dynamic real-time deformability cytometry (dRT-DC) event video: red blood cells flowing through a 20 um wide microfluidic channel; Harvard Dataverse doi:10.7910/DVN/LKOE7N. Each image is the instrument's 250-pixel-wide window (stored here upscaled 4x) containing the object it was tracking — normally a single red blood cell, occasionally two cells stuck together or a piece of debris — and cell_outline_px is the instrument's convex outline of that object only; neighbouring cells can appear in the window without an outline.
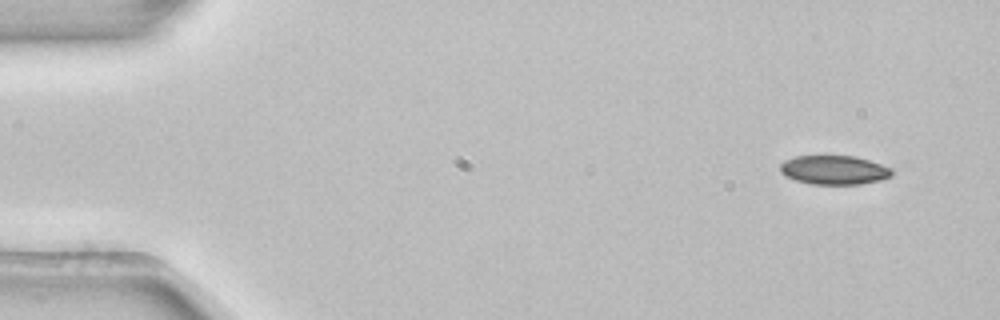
{"species": "common noctule bat (a hibernating species)", "species_latin": "Nyctalus noctula", "temperature_condition": "room temperature", "stored_images_in_passage": 4, "camera_frame_rate_fps": 3000, "um_per_image_px": 0.085, "animal": {"sex": "female", "body_mass_g": 22.7, "forearm_length_mm": 54.2}, "frame": {"image": 1, "passage_image": 1, "time_ms": 0.0, "image_size_px": [1000, 320], "cell_outline_px": [[892, 176], [880, 180], [860, 184], [812, 184], [796, 180], [784, 176], [780, 172], [780, 164], [784, 160], [796, 156], [856, 156], [892, 168]], "centroid_in_image_um": [70.88, 14.45], "position_along_channel_um": 14.1, "area_um2": 18.9}}
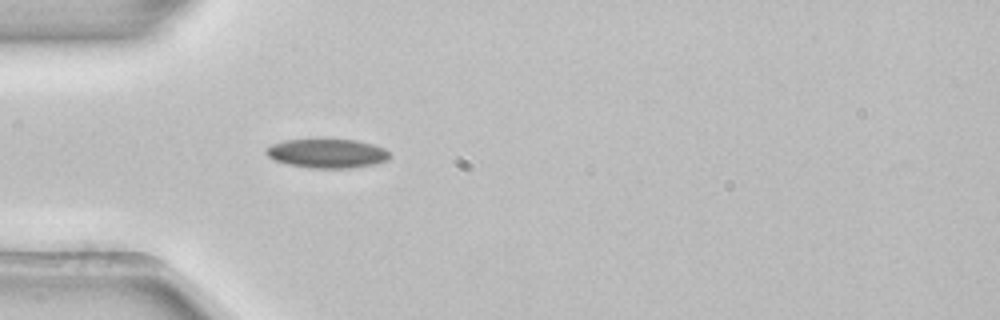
{"frame": {"image": 2, "passage_image": 4, "time_ms": 1.0, "image_size_px": [1000, 320], "cell_outline_px": [[392, 156], [388, 160], [376, 164], [352, 168], [312, 168], [288, 164], [272, 160], [264, 152], [264, 148], [272, 144], [284, 140], [316, 136], [328, 136], [356, 140], [372, 144], [384, 148]], "centroid_in_image_um": [27.77, 12.98], "position_along_channel_um": 57.2, "area_um2": 22.25}}